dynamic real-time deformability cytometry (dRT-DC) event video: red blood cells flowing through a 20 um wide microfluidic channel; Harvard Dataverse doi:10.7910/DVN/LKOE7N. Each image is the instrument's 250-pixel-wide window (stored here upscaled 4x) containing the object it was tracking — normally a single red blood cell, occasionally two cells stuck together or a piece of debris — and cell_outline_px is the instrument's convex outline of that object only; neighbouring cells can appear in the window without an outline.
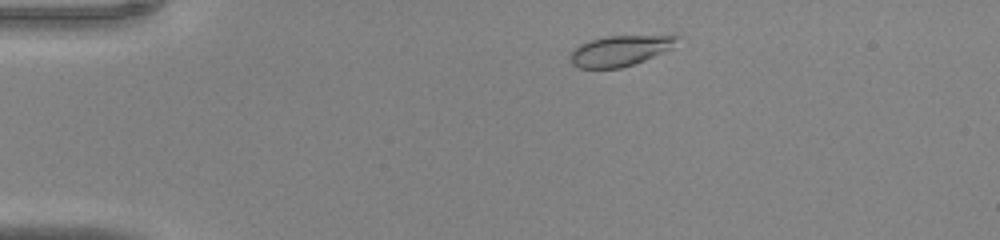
{"species": "common noctule bat (a hibernating species)", "species_latin": "Nyctalus noctula", "temperature_condition": "warm", "stored_images_in_passage": 40, "camera_frame_rate_fps": 3000, "um_per_image_px": 0.085, "animal": {"sex": "male", "body_mass_g": 20.0, "forearm_length_mm": 53.3}, "frame": {"image": 1, "passage_image": 4, "time_ms": 1.0, "image_size_px": [1000, 240], "cell_outline_px": [[684, 36], [672, 48], [644, 60], [620, 68], [580, 68], [572, 64], [572, 48], [588, 40], [608, 36]], "centroid_in_image_um": [52.71, 4.3], "position_along_channel_um": 32.3, "area_um2": 18.79}}
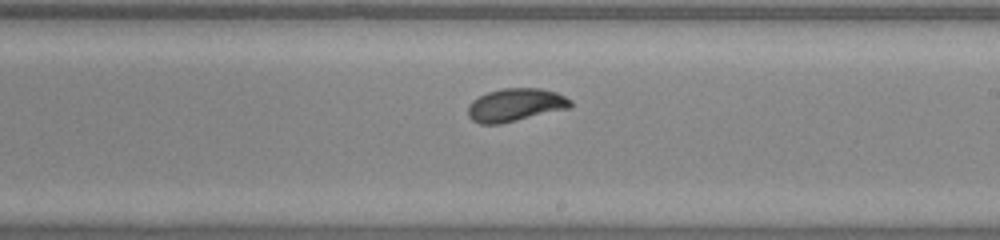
{"frame": {"image": 2, "passage_image": 22, "time_ms": 7.0, "image_size_px": [1000, 240], "cell_outline_px": [[572, 108], [500, 124], [480, 124], [472, 120], [468, 116], [468, 104], [472, 100], [488, 92], [504, 88], [540, 88], [556, 92], [572, 100]], "centroid_in_image_um": [43.83, 8.93], "position_along_channel_um": 245.2, "area_um2": 19.88}}
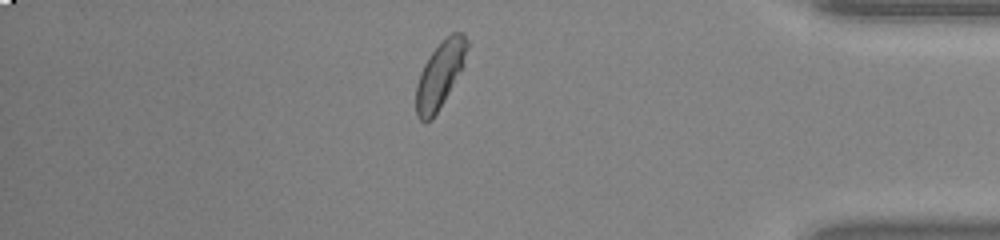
{"frame": {"image": 3, "passage_image": 34, "time_ms": 11.0, "image_size_px": [1000, 240], "cell_outline_px": [[468, 48], [464, 64], [444, 100], [432, 120], [424, 124], [416, 116], [416, 84], [420, 72], [428, 56], [452, 32], [464, 32], [468, 40]], "centroid_in_image_um": [37.38, 6.37], "position_along_channel_um": 397.8, "area_um2": 19.59}}